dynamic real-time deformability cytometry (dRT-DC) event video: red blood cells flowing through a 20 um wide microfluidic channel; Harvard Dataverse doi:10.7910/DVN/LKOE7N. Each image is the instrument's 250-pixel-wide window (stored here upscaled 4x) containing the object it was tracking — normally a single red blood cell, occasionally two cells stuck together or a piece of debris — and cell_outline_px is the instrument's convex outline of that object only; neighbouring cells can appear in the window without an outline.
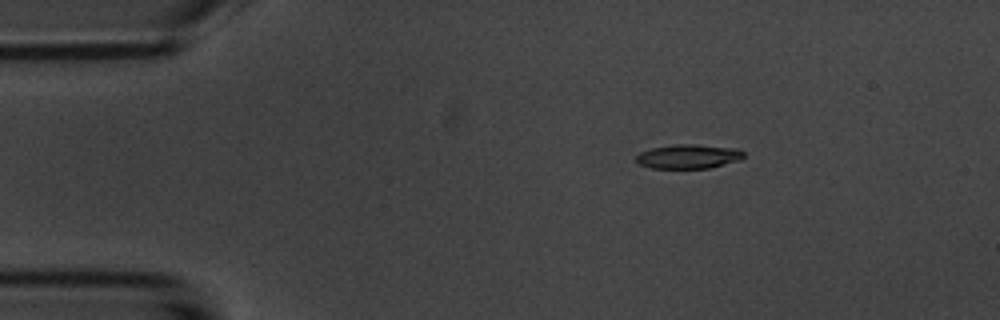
{"species": "common noctule bat (a hibernating species)", "species_latin": "Nyctalus noctula", "temperature_condition": "room temperature", "stored_images_in_passage": 4, "camera_frame_rate_fps": 3000, "um_per_image_px": 0.085, "animal": {"sex": "male", "body_mass_g": 20.1, "forearm_length_mm": 53.5}, "frame": {"image": 1, "passage_image": 2, "time_ms": 1.333, "image_size_px": [1000, 320], "cell_outline_px": [[744, 156], [740, 160], [708, 168], [648, 168], [640, 164], [636, 160], [636, 156], [640, 152], [652, 148], [676, 144], [696, 144], [736, 148], [744, 152]], "centroid_in_image_um": [58.51, 13.29], "position_along_channel_um": 26.5, "area_um2": 15.14}}
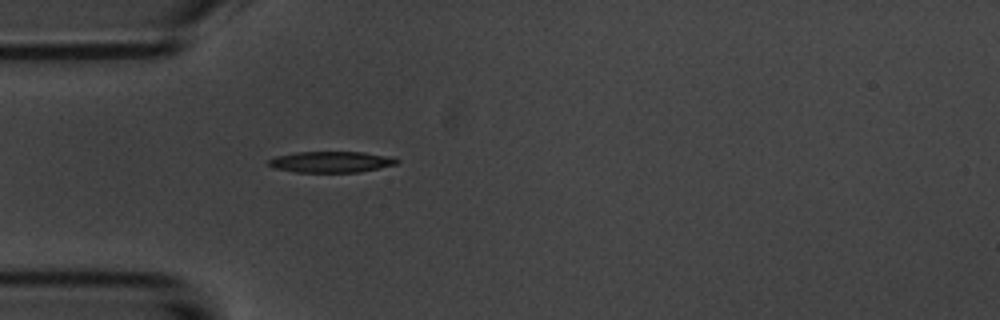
{"frame": {"image": 2, "passage_image": 4, "time_ms": 3.667, "image_size_px": [1000, 320], "cell_outline_px": [[400, 160], [396, 164], [360, 172], [296, 172], [276, 168], [268, 164], [268, 160], [276, 156], [296, 152], [364, 152], [384, 156]], "centroid_in_image_um": [28.11, 13.76], "position_along_channel_um": 56.9, "area_um2": 15.49}}